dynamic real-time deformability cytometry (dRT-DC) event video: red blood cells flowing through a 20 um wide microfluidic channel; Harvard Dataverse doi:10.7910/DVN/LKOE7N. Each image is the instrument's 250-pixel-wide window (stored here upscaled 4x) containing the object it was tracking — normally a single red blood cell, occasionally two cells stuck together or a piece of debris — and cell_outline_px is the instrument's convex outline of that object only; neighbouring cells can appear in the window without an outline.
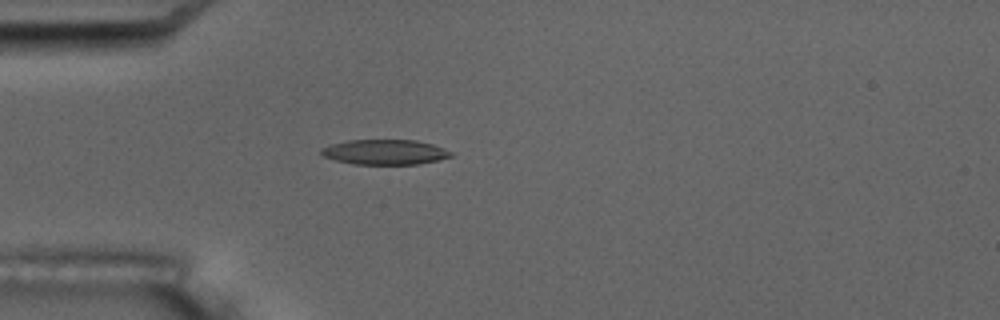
{"species": "common noctule bat (a hibernating species)", "species_latin": "Nyctalus noctula", "temperature_condition": "room temperature", "stored_images_in_passage": 5, "camera_frame_rate_fps": 3000, "um_per_image_px": 0.085, "animal": {"sex": "male", "body_mass_g": 17.5, "forearm_length_mm": 52.3}, "frame": {"image": 1, "passage_image": 5, "time_ms": 5.333, "image_size_px": [1000, 320], "cell_outline_px": [[452, 156], [420, 164], [352, 164], [336, 160], [324, 156], [320, 152], [320, 148], [332, 144], [348, 140], [416, 140], [432, 144], [444, 148], [452, 152]], "centroid_in_image_um": [32.71, 12.92], "position_along_channel_um": 52.3, "area_um2": 18.84}}